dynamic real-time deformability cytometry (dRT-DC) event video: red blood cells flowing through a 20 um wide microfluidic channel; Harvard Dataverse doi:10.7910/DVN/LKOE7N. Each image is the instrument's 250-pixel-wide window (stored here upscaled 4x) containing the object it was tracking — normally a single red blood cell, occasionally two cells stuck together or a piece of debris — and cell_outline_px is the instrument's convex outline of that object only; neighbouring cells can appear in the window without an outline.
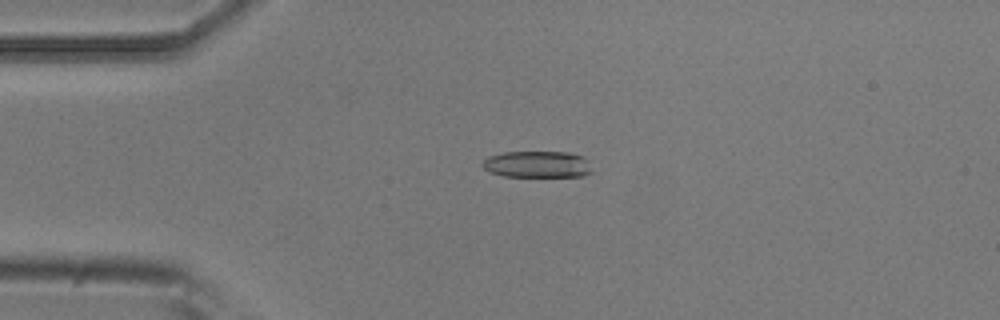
{"species": "common noctule bat (a hibernating species)", "species_latin": "Nyctalus noctula", "temperature_condition": "room temperature", "stored_images_in_passage": 5, "camera_frame_rate_fps": 3000, "um_per_image_px": 0.085, "animal": {"sex": "male", "body_mass_g": 20.5, "forearm_length_mm": 52.5}, "frame": {"image": 1, "passage_image": 4, "time_ms": 1.0, "image_size_px": [1000, 320], "cell_outline_px": [[592, 172], [580, 176], [504, 176], [492, 172], [484, 168], [480, 164], [488, 156], [504, 152], [568, 152], [580, 156], [588, 160]], "centroid_in_image_um": [45.66, 13.96], "position_along_channel_um": 39.3, "area_um2": 16.82}}